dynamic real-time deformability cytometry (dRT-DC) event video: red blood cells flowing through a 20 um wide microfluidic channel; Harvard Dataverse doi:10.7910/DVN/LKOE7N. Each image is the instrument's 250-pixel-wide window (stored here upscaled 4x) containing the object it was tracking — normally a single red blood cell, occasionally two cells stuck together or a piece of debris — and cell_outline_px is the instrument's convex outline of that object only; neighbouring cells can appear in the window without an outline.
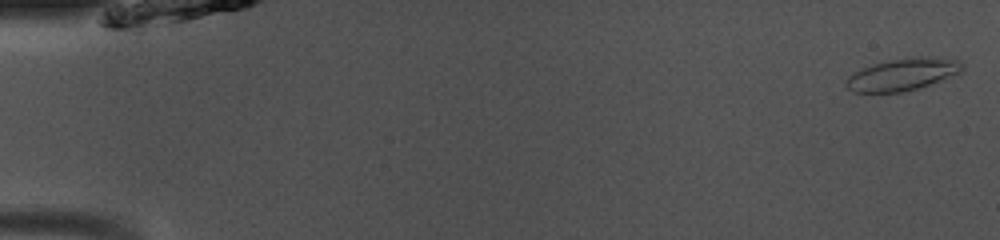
{"species": "common noctule bat (a hibernating species)", "species_latin": "Nyctalus noctula", "temperature_condition": "room temperature", "stored_images_in_passage": 49, "camera_frame_rate_fps": 3000, "um_per_image_px": 0.085, "animal": {"sex": "male", "body_mass_g": 13.0, "forearm_length_mm": 53.1}, "frame": {"image": 1, "passage_image": 1, "time_ms": 0.0, "image_size_px": [1000, 240], "cell_outline_px": [[964, 68], [960, 72], [928, 84], [916, 88], [900, 92], [856, 92], [848, 88], [844, 84], [848, 76], [872, 64], [892, 60], [916, 56], [940, 56], [960, 60], [964, 64]], "centroid_in_image_um": [76.76, 6.29], "position_along_channel_um": 8.2, "area_um2": 21.5}}
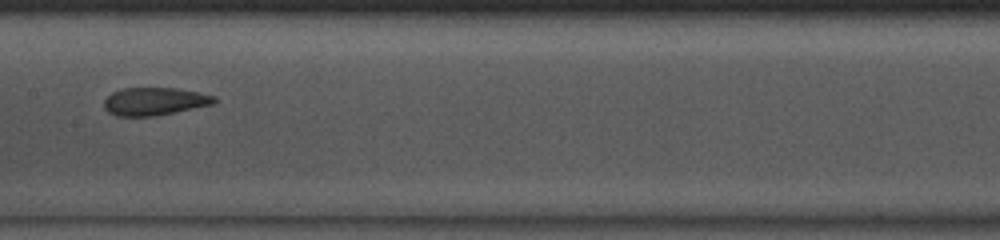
{"frame": {"image": 2, "passage_image": 25, "time_ms": 8.0, "image_size_px": [1000, 240], "cell_outline_px": [[216, 100], [212, 104], [156, 116], [116, 116], [108, 112], [104, 108], [104, 100], [112, 92], [124, 88], [176, 88], [216, 96]], "centroid_in_image_um": [13.1, 8.62], "position_along_channel_um": 194.3, "area_um2": 17.74}}
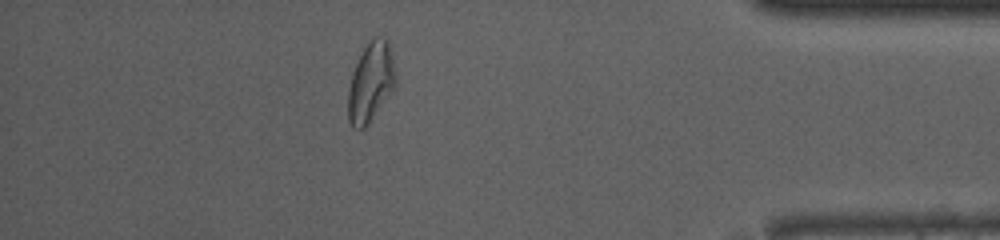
{"frame": {"image": 3, "passage_image": 43, "time_ms": 14.0, "image_size_px": [1000, 240], "cell_outline_px": [[396, 84], [368, 124], [364, 128], [352, 128], [348, 120], [348, 92], [352, 72], [364, 48], [372, 36], [376, 36], [388, 40], [392, 52], [396, 72]], "centroid_in_image_um": [31.52, 6.96], "position_along_channel_um": 403.7, "area_um2": 21.91}, "authors_computed_cell_mechanics": {"area_um2": 19.652, "velocity_mm_per_s": 4.0783, "shape_relaxation_time_tau1_ms": null, "shape_relaxation_time_tau2_ms": 1.0052, "deformation_change_tau1": null, "deformation_change_tau2": 0.065}}